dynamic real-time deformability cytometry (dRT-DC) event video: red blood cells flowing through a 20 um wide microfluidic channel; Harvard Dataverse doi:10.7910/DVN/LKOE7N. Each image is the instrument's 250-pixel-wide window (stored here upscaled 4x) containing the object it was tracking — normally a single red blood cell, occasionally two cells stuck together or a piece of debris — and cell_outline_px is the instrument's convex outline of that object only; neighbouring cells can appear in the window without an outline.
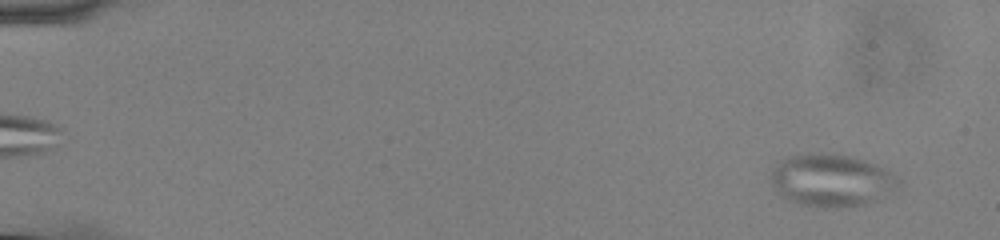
{"species": "common noctule bat (a hibernating species)", "species_latin": "Nyctalus noctula", "temperature_condition": "cold", "stored_images_in_passage": 55, "camera_frame_rate_fps": 3000, "um_per_image_px": 0.085, "animal": {"sex": "male", "body_mass_g": 13.0, "forearm_length_mm": 53.1}, "frame": {"image": 1, "passage_image": 3, "time_ms": 0.667, "image_size_px": [1000, 240], "cell_outline_px": [[900, 188], [896, 192], [864, 204], [836, 208], [800, 204], [788, 200], [780, 196], [772, 184], [772, 168], [780, 160], [788, 156], [808, 152], [848, 156], [872, 164], [888, 172], [900, 180]], "centroid_in_image_um": [70.65, 15.34], "position_along_channel_um": 14.4, "area_um2": 38.67}}
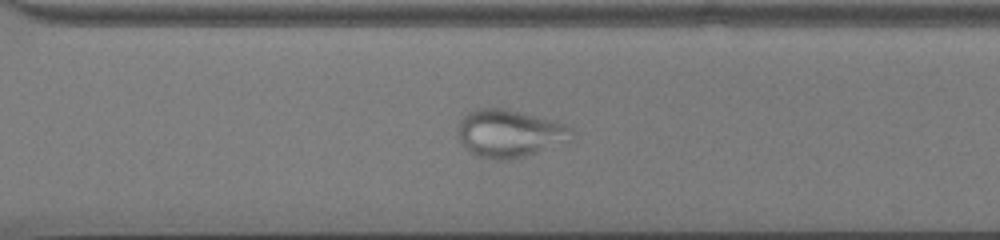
{"frame": {"image": 2, "passage_image": 40, "time_ms": 13.0, "image_size_px": [1000, 240], "cell_outline_px": [[576, 132], [572, 140], [512, 160], [496, 160], [476, 156], [460, 140], [460, 120], [468, 112], [476, 108], [504, 108], [568, 124]], "centroid_in_image_um": [43.38, 11.34], "position_along_channel_um": 327.2, "area_um2": 31.44}}
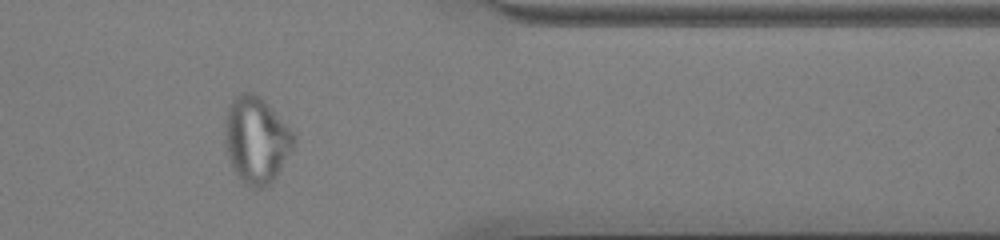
{"frame": {"image": 3, "passage_image": 46, "time_ms": 15.0, "image_size_px": [1000, 240], "cell_outline_px": [[296, 140], [292, 148], [276, 176], [268, 184], [260, 188], [252, 188], [244, 184], [232, 168], [228, 156], [224, 140], [224, 124], [228, 108], [232, 100], [240, 92], [252, 92], [260, 96], [268, 104], [296, 136]], "centroid_in_image_um": [21.76, 11.88], "position_along_channel_um": 389.6, "area_um2": 34.51}}